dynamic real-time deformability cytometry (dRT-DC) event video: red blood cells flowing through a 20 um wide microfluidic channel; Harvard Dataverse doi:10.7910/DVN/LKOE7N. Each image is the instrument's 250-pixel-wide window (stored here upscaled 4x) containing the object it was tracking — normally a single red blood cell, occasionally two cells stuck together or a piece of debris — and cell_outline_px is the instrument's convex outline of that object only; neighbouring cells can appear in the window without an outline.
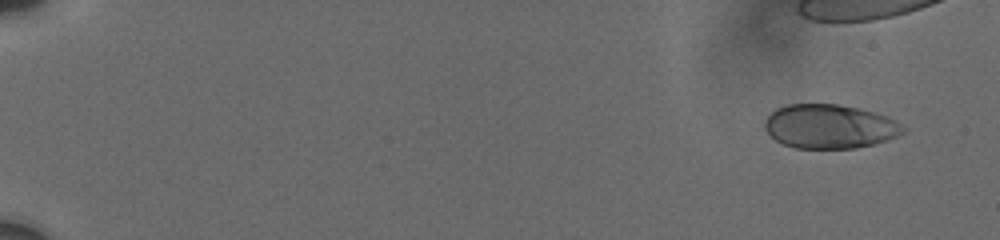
{"species": "human", "species_latin": "Homo sapiens", "temperature_condition": "cold", "stored_images_in_passage": 9, "camera_frame_rate_fps": 3000, "um_per_image_px": 0.085, "donor": {"sex": "male"}, "frame": {"image": 1, "passage_image": 1, "time_ms": 0.0, "image_size_px": [1000, 240], "cell_outline_px": [[904, 132], [896, 136], [872, 144], [856, 148], [796, 148], [784, 144], [776, 140], [764, 128], [764, 124], [768, 116], [776, 108], [784, 104], [836, 104], [860, 108], [884, 116], [900, 124], [904, 128]], "centroid_in_image_um": [70.47, 10.74], "position_along_channel_um": 14.5, "area_um2": 35.08}}
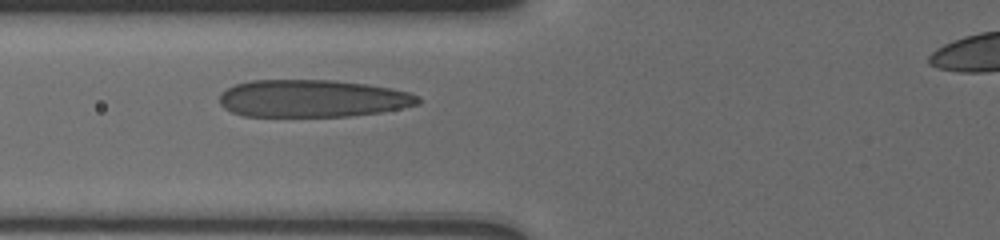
{"frame": {"image": 2, "passage_image": 8, "time_ms": 8.0, "image_size_px": [1000, 240], "cell_outline_px": [[420, 104], [380, 112], [348, 116], [244, 116], [232, 112], [224, 108], [220, 104], [220, 96], [228, 88], [236, 84], [252, 80], [332, 80], [364, 84], [388, 88], [408, 92], [420, 96]], "centroid_in_image_um": [26.55, 8.37], "position_along_channel_um": 99.2, "area_um2": 43.0}}
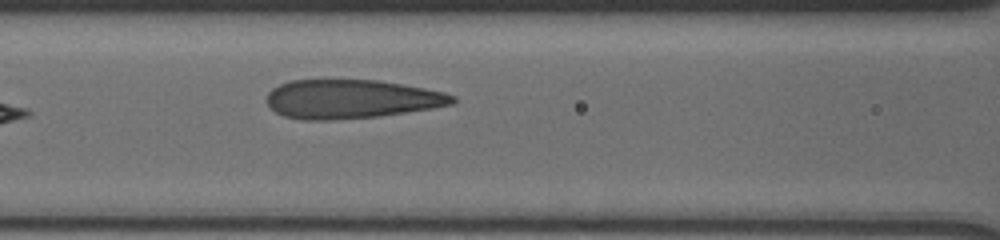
{"frame": {"image": 3, "passage_image": 9, "time_ms": 9.0, "image_size_px": [1000, 240], "cell_outline_px": [[456, 100], [452, 104], [432, 108], [380, 116], [332, 120], [304, 120], [284, 116], [276, 112], [268, 104], [268, 92], [272, 88], [280, 84], [292, 80], [380, 80], [424, 88], [444, 92], [456, 96]], "centroid_in_image_um": [29.86, 8.42], "position_along_channel_um": 136.7, "area_um2": 42.02}}